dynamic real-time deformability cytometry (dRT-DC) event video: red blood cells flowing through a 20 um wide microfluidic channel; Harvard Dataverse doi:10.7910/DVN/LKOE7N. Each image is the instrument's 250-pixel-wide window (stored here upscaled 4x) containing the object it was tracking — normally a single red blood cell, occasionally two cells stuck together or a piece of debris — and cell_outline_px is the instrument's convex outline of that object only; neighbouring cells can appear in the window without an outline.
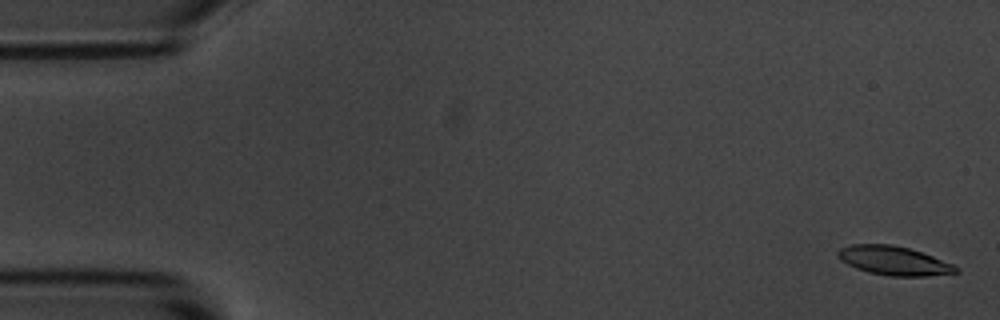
{"species": "common noctule bat (a hibernating species)", "species_latin": "Nyctalus noctula", "temperature_condition": "room temperature", "stored_images_in_passage": 5, "camera_frame_rate_fps": 3000, "um_per_image_px": 0.085, "animal": {"sex": "male", "body_mass_g": 20.1, "forearm_length_mm": 53.5}, "frame": {"image": 1, "passage_image": 1, "time_ms": 0.0, "image_size_px": [1000, 320], "cell_outline_px": [[960, 272], [924, 276], [888, 276], [868, 272], [856, 268], [840, 260], [836, 256], [836, 252], [840, 248], [852, 244], [892, 244], [908, 248], [932, 256], [952, 264], [960, 268]], "centroid_in_image_um": [75.94, 22.16], "position_along_channel_um": 9.1, "area_um2": 19.88}}